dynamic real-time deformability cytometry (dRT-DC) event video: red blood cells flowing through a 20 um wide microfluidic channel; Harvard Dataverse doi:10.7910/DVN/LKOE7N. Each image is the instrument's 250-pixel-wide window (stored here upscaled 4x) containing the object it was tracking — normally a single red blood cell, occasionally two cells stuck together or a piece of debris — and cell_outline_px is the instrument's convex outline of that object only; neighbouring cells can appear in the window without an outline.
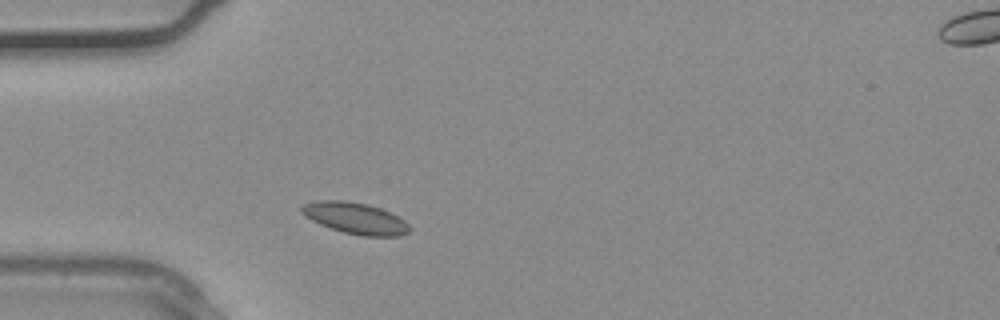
{"species": "common noctule bat (a hibernating species)", "species_latin": "Nyctalus noctula", "temperature_condition": "warm", "stored_images_in_passage": 3, "camera_frame_rate_fps": 3000, "um_per_image_px": 0.085, "animal": {"sex": "male", "body_mass_g": 20.4}, "frame": {"image": 1, "passage_image": 2, "time_ms": 0.333, "image_size_px": [1000, 320], "cell_outline_px": [[412, 228], [408, 232], [400, 236], [360, 236], [344, 232], [320, 224], [312, 220], [300, 212], [300, 204], [316, 200], [344, 200], [368, 204], [380, 208], [404, 220]], "centroid_in_image_um": [30.17, 18.54], "position_along_channel_um": 54.8, "area_um2": 19.77}}